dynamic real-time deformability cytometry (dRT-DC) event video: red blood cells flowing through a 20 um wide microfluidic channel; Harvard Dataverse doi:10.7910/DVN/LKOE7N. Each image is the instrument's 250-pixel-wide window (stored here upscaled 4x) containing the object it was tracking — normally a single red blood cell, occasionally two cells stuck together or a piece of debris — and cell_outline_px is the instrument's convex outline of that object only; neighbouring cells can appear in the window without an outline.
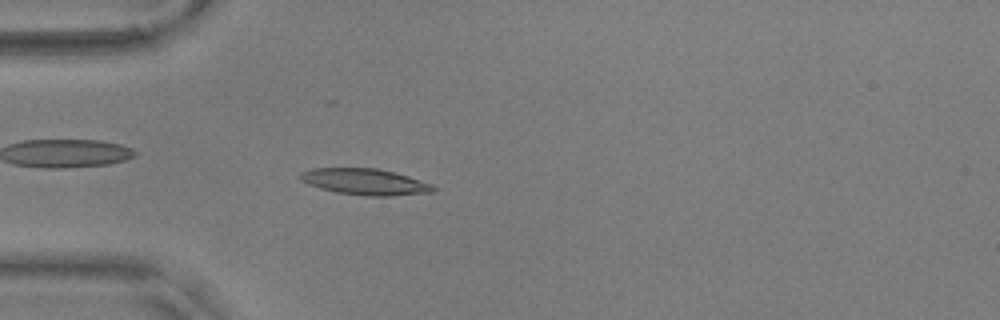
{"species": "common noctule bat (a hibernating species)", "species_latin": "Nyctalus noctula", "temperature_condition": "warm", "stored_images_in_passage": 57, "camera_frame_rate_fps": 3000, "um_per_image_px": 0.085, "animal": {"sex": "male", "body_mass_g": 17.9, "forearm_length_mm": 54.2}, "frame": {"image": 1, "passage_image": 16, "time_ms": 5.0, "image_size_px": [1000, 320], "cell_outline_px": [[436, 188], [432, 192], [392, 196], [368, 196], [336, 192], [320, 188], [308, 184], [300, 180], [300, 172], [312, 168], [376, 168], [408, 176], [432, 184]], "centroid_in_image_um": [31.01, 15.45], "position_along_channel_um": 54.0, "area_um2": 20.23}}
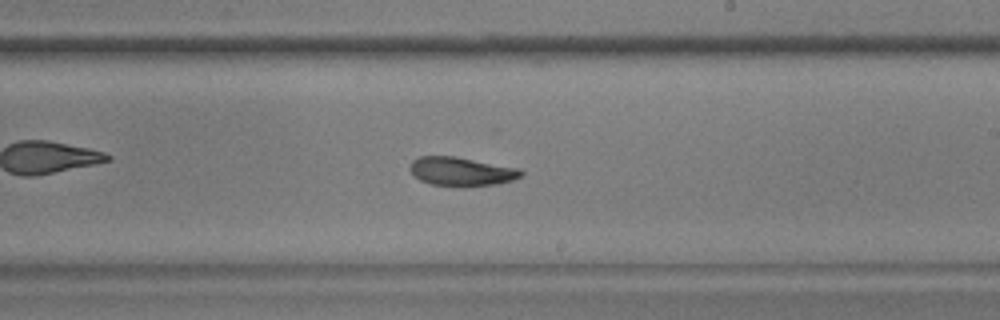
{"frame": {"image": 2, "passage_image": 33, "time_ms": 10.667, "image_size_px": [1000, 320], "cell_outline_px": [[524, 172], [520, 176], [512, 180], [496, 184], [432, 184], [420, 180], [408, 168], [412, 160], [420, 156], [456, 156], [520, 168]], "centroid_in_image_um": [39.21, 14.52], "position_along_channel_um": 249.8, "area_um2": 18.03}}
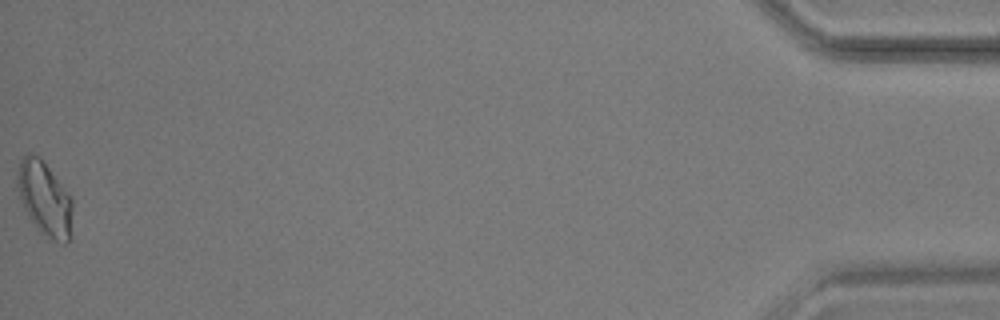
{"frame": {"image": 3, "passage_image": 56, "time_ms": 18.333, "image_size_px": [1000, 320], "cell_outline_px": [[72, 240], [64, 244], [52, 240], [40, 232], [36, 228], [28, 216], [24, 208], [16, 184], [16, 176], [20, 160], [28, 152], [32, 152], [40, 156], [72, 196]], "centroid_in_image_um": [3.82, 16.89], "position_along_channel_um": 431.4, "area_um2": 24.51}, "authors_computed_cell_mechanics": {"area_um2": 19.1896, "velocity_mm_per_s": 3.5887, "shape_relaxation_time_tau1_ms": 4.695, "shape_relaxation_time_tau2_ms": 3.3945, "deformation_change_tau1": 0.1506, "deformation_change_tau2": 0.098}}